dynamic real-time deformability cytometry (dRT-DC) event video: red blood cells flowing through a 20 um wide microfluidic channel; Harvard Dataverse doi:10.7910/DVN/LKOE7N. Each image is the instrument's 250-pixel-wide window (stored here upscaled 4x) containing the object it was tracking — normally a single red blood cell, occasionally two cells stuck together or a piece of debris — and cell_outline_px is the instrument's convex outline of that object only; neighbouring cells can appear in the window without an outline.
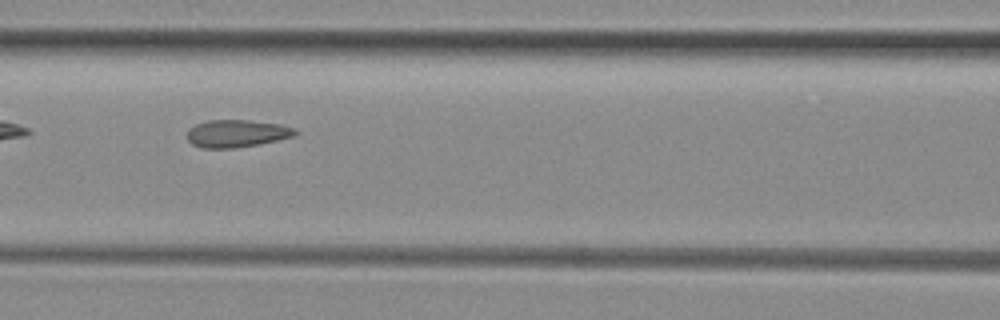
{"species": "common noctule bat (a hibernating species)", "species_latin": "Nyctalus noctula", "temperature_condition": "room temperature", "stored_images_in_passage": 35, "camera_frame_rate_fps": 3000, "um_per_image_px": 0.085, "animal": {"sex": "female", "body_mass_g": 29.2, "forearm_length_mm": 56.3}, "frame": {"image": 1, "passage_image": 6, "time_ms": 1.667, "image_size_px": [1000, 320], "cell_outline_px": [[300, 132], [292, 136], [276, 140], [256, 144], [232, 148], [204, 148], [192, 144], [188, 140], [188, 132], [196, 124], [208, 120], [248, 120], [280, 124], [296, 128]], "centroid_in_image_um": [20.15, 11.33], "position_along_channel_um": 146.5, "area_um2": 17.05}}